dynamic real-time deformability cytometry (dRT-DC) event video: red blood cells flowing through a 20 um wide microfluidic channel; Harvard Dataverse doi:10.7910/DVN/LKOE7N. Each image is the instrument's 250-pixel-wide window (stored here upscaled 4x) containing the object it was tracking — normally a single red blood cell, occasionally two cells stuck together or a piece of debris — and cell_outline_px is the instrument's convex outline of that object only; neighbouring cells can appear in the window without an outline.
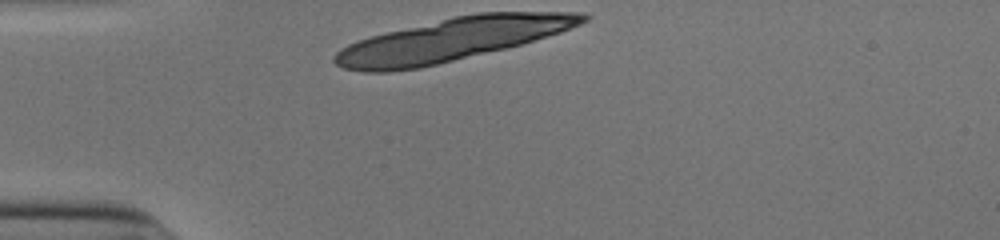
{"species": "human", "species_latin": "Homo sapiens", "temperature_condition": "cold", "stored_images_in_passage": 6, "camera_frame_rate_fps": 3000, "um_per_image_px": 0.085, "donor": {"sex": "male"}, "frame": {"image": 1, "passage_image": 1, "time_ms": 0.0, "image_size_px": [1000, 240], "cell_outline_px": [[592, 16], [588, 20], [580, 24], [560, 32], [520, 44], [504, 48], [420, 68], [388, 72], [364, 72], [344, 68], [336, 64], [332, 60], [332, 56], [340, 48], [348, 44], [372, 36], [388, 32], [456, 16], [476, 12], [584, 12]], "centroid_in_image_um": [38.41, 3.36], "position_along_channel_um": 46.6, "area_um2": 61.21}}